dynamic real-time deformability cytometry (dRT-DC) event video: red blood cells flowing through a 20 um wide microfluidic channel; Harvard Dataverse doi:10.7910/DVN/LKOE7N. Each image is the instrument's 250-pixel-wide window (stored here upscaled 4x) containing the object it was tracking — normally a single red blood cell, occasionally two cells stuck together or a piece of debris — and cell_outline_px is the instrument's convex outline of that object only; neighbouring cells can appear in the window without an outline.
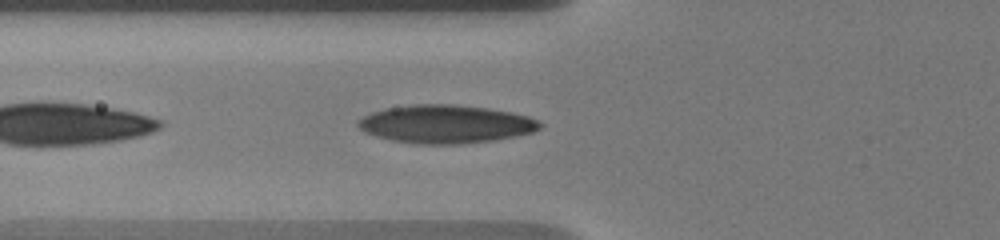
{"species": "human", "species_latin": "Homo sapiens", "temperature_condition": "warm", "stored_images_in_passage": 4, "camera_frame_rate_fps": 3000, "um_per_image_px": 0.085, "donor": {"sex": "male"}, "frame": {"image": 1, "passage_image": 4, "time_ms": 2.667, "image_size_px": [1000, 240], "cell_outline_px": [[544, 124], [540, 128], [532, 132], [492, 140], [460, 144], [416, 144], [392, 140], [376, 136], [364, 132], [356, 124], [364, 116], [372, 112], [384, 108], [412, 104], [452, 104], [488, 108], [512, 112], [528, 116]], "centroid_in_image_um": [37.86, 10.54], "position_along_channel_um": 87.9, "area_um2": 40.4}}